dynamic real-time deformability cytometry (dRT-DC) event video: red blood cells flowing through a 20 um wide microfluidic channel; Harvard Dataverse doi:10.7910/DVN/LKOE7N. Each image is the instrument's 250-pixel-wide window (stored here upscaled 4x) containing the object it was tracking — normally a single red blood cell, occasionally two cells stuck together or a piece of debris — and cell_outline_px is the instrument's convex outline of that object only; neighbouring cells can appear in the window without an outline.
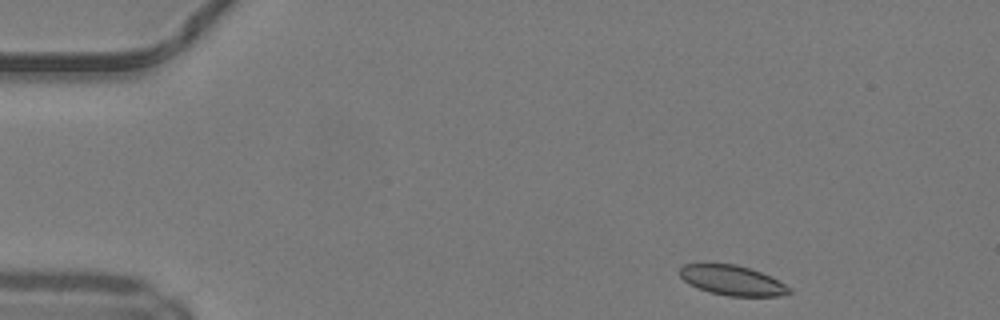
{"species": "common noctule bat (a hibernating species)", "species_latin": "Nyctalus noctula", "temperature_condition": "warm", "stored_images_in_passage": 20, "camera_frame_rate_fps": 3000, "um_per_image_px": 0.085, "animal": {"sex": "male", "body_mass_g": 19.2, "forearm_length_mm": 51.8}, "frame": {"image": 1, "passage_image": 1, "time_ms": 0.0, "image_size_px": [1000, 320], "cell_outline_px": [[792, 292], [780, 296], [728, 296], [712, 292], [688, 284], [680, 276], [680, 268], [684, 264], [736, 264], [760, 272], [784, 284]], "centroid_in_image_um": [62.22, 23.83], "position_along_channel_um": 22.8, "area_um2": 18.61}}
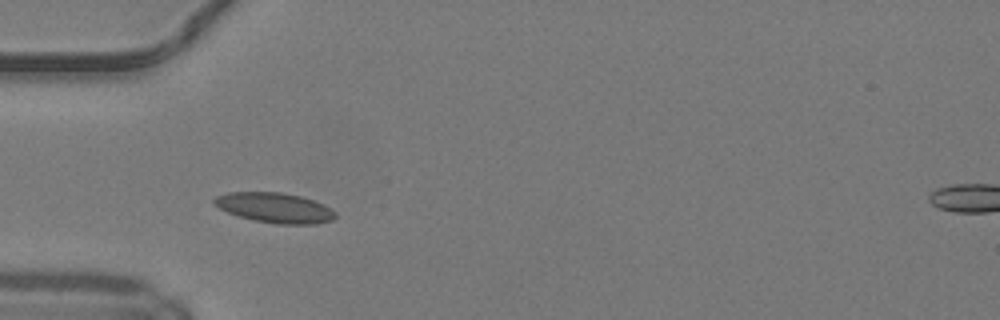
{"frame": {"image": 2, "passage_image": 10, "time_ms": 3.0, "image_size_px": [1000, 320], "cell_outline_px": [[336, 216], [332, 220], [316, 224], [276, 224], [256, 220], [240, 216], [228, 212], [212, 204], [212, 200], [216, 196], [228, 192], [280, 192], [300, 196], [324, 204], [336, 212]], "centroid_in_image_um": [23.35, 17.65], "position_along_channel_um": 61.6, "area_um2": 21.15}}
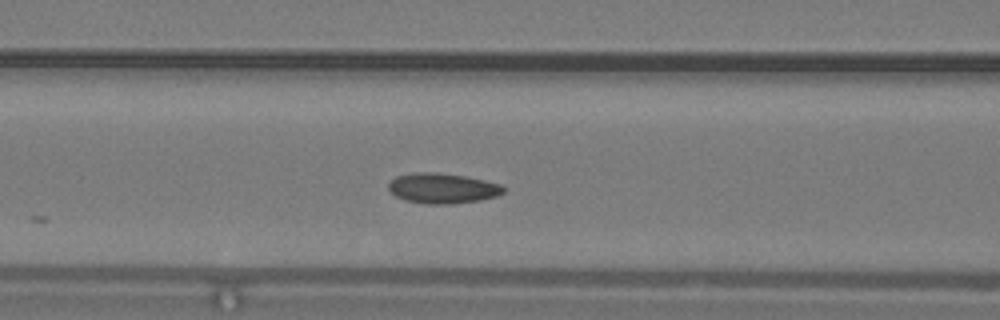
{"frame": {"image": 3, "passage_image": 15, "time_ms": 4.667, "image_size_px": [1000, 320], "cell_outline_px": [[508, 188], [504, 192], [496, 196], [480, 200], [452, 204], [428, 204], [404, 200], [396, 196], [388, 188], [388, 184], [396, 176], [416, 172], [436, 172], [464, 176], [484, 180], [500, 184]], "centroid_in_image_um": [37.63, 16.0], "position_along_channel_um": 129.0, "area_um2": 20.29}}